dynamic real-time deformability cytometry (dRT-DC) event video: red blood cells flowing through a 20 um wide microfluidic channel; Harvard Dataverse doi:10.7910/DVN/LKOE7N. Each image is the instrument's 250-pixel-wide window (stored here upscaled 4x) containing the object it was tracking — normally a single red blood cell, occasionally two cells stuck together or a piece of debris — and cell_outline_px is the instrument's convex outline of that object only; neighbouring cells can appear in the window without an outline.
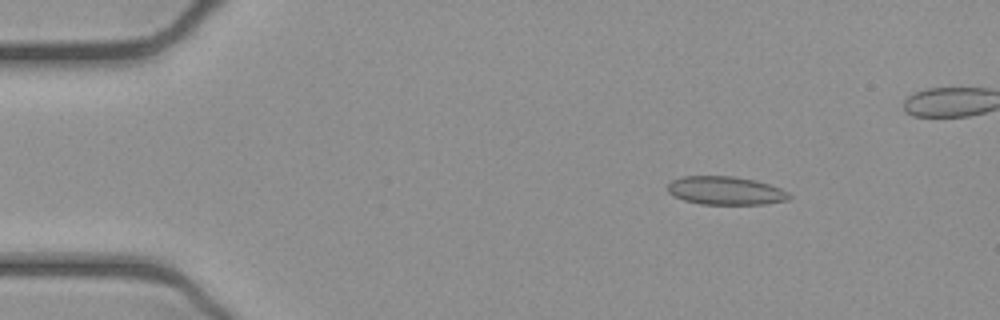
{"species": "common noctule bat (a hibernating species)", "species_latin": "Nyctalus noctula", "temperature_condition": "cold", "stored_images_in_passage": 45, "camera_frame_rate_fps": 3000, "um_per_image_px": 0.085, "animal": {"sex": "female", "body_mass_g": 21.9}, "frame": {"image": 1, "passage_image": 5, "time_ms": 1.333, "image_size_px": [1000, 320], "cell_outline_px": [[792, 196], [788, 200], [764, 204], [700, 204], [684, 200], [668, 192], [668, 184], [672, 180], [680, 176], [736, 176], [756, 180], [780, 188], [788, 192]], "centroid_in_image_um": [61.68, 16.19], "position_along_channel_um": 23.3, "area_um2": 20.11}}
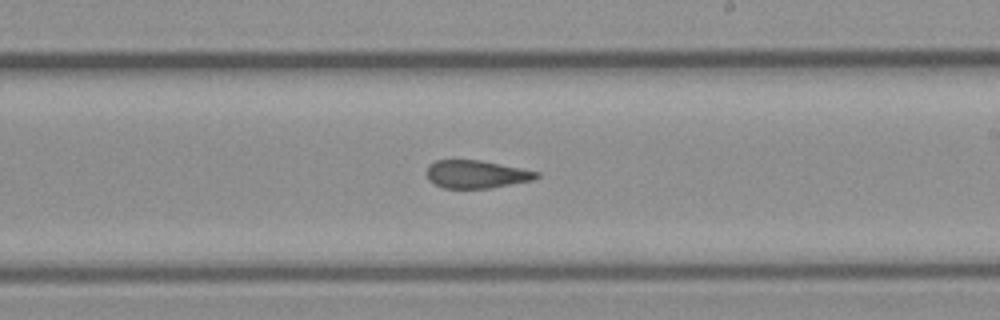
{"frame": {"image": 2, "passage_image": 28, "time_ms": 9.0, "image_size_px": [1000, 320], "cell_outline_px": [[540, 176], [532, 180], [488, 188], [444, 188], [428, 180], [428, 164], [436, 160], [480, 160], [540, 172]], "centroid_in_image_um": [40.48, 14.8], "position_along_channel_um": 248.5, "area_um2": 17.63}}
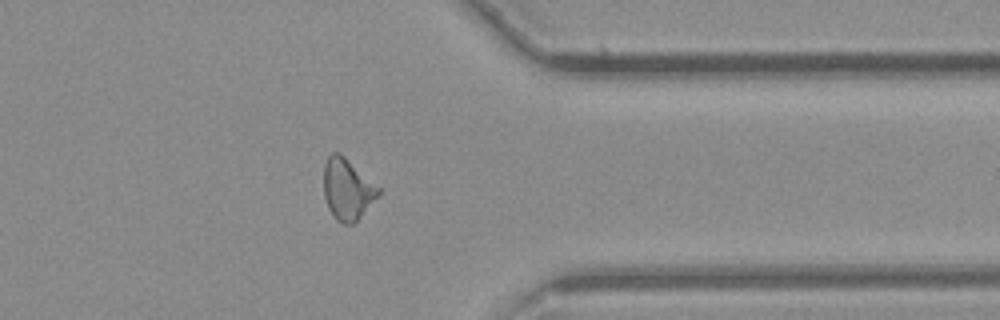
{"frame": {"image": 3, "passage_image": 39, "time_ms": 12.667, "image_size_px": [1000, 320], "cell_outline_px": [[380, 196], [352, 224], [344, 224], [336, 220], [328, 208], [324, 196], [324, 164], [328, 156], [332, 152], [340, 152], [380, 188]], "centroid_in_image_um": [29.52, 16.07], "position_along_channel_um": 381.9, "area_um2": 19.48}}